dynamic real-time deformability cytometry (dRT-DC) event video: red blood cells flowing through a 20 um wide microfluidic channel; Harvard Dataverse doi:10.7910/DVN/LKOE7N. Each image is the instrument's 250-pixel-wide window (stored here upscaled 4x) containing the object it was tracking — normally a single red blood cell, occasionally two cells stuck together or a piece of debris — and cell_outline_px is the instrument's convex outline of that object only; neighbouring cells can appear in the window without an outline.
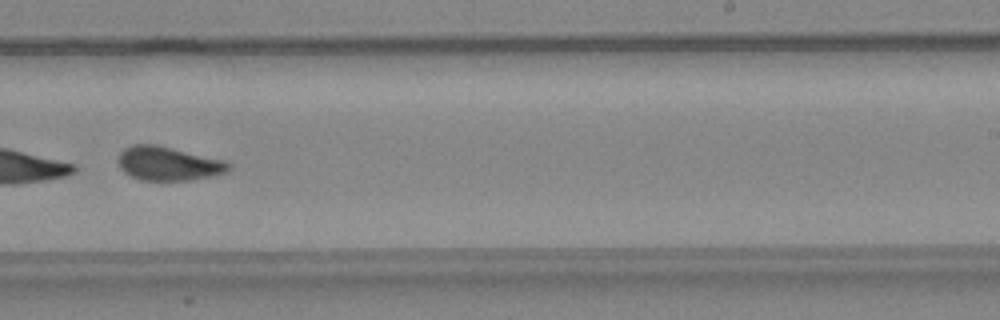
{"species": "common noctule bat (a hibernating species)", "species_latin": "Nyctalus noctula", "temperature_condition": "warm", "stored_images_in_passage": 45, "segment_of_instrument_passage": [2, 2], "camera_frame_rate_fps": 3000, "um_per_image_px": 0.085, "animal": {"sex": "female", "body_mass_g": 24.6, "forearm_length_mm": 56.2}, "frame": {"image": 1, "passage_image": 29, "time_ms": 9.333, "image_size_px": [1000, 320], "cell_outline_px": [[224, 168], [212, 172], [188, 176], [140, 176], [132, 172], [120, 160], [124, 152], [132, 148], [160, 148], [224, 164]], "centroid_in_image_um": [14.13, 13.87], "position_along_channel_um": 274.9, "area_um2": 15.14}}